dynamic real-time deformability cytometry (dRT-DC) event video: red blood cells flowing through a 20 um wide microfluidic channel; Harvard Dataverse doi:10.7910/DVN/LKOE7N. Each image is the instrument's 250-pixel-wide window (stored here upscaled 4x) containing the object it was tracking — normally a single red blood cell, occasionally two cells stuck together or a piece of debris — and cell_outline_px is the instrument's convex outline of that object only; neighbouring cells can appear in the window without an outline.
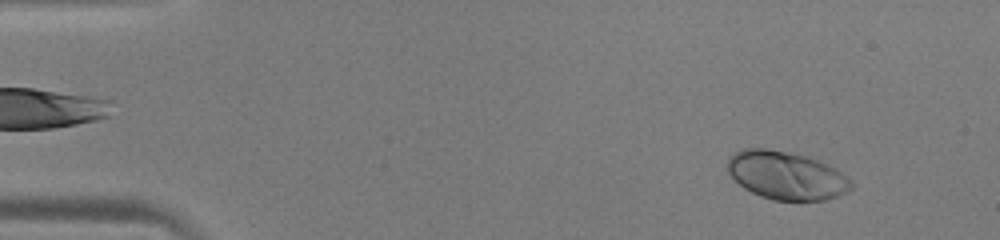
{"species": "human", "species_latin": "Homo sapiens", "temperature_condition": "warm", "stored_images_in_passage": 51, "camera_frame_rate_fps": 3000, "um_per_image_px": 0.085, "donor": {"sex": "male"}, "frame": {"image": 1, "passage_image": 5, "time_ms": 1.333, "image_size_px": [1000, 240], "cell_outline_px": [[852, 188], [836, 196], [824, 200], [772, 200], [760, 196], [744, 188], [728, 172], [728, 160], [740, 148], [768, 148], [804, 156], [816, 160], [840, 172], [852, 180]], "centroid_in_image_um": [66.8, 14.92], "position_along_channel_um": 18.2, "area_um2": 34.1}}
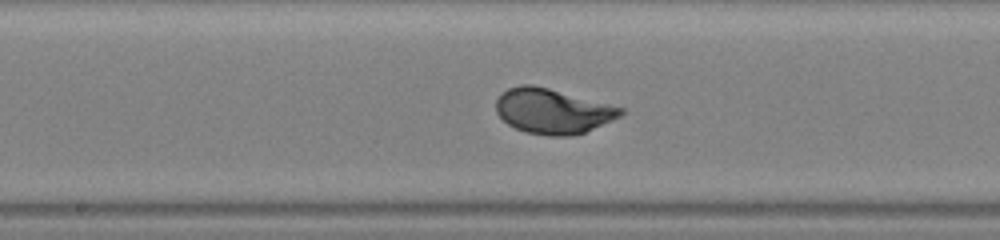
{"frame": {"image": 2, "passage_image": 27, "time_ms": 8.667, "image_size_px": [1000, 240], "cell_outline_px": [[624, 112], [620, 116], [584, 132], [572, 136], [548, 136], [528, 132], [516, 128], [508, 124], [496, 112], [496, 100], [500, 92], [508, 88], [520, 84], [532, 84], [548, 88], [624, 108]], "centroid_in_image_um": [46.93, 9.43], "position_along_channel_um": 201.3, "area_um2": 32.43}}
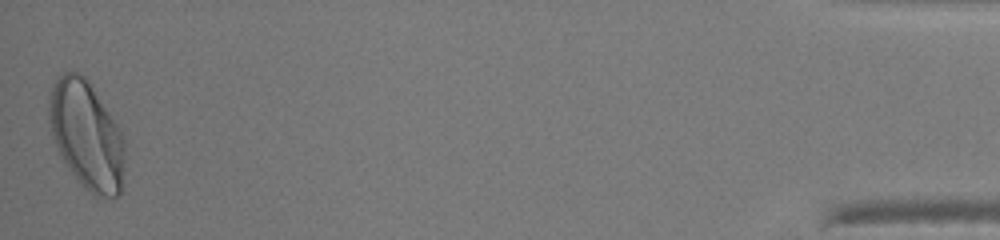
{"frame": {"image": 3, "passage_image": 51, "time_ms": 16.667, "image_size_px": [1000, 240], "cell_outline_px": [[124, 152], [120, 196], [96, 196], [84, 188], [60, 156], [52, 136], [48, 120], [48, 96], [52, 84], [56, 76], [64, 72], [80, 72], [92, 84], [120, 128], [124, 136]], "centroid_in_image_um": [7.33, 11.42], "position_along_channel_um": 427.9, "area_um2": 48.09}, "authors_computed_cell_mechanics": {"area_um2": 33.1772, "velocity_mm_per_s": 3.9763, "shape_relaxation_time_tau1_ms": 2.1002, "shape_relaxation_time_tau2_ms": null, "deformation_change_tau1": 0.1545, "deformation_change_tau2": null}}